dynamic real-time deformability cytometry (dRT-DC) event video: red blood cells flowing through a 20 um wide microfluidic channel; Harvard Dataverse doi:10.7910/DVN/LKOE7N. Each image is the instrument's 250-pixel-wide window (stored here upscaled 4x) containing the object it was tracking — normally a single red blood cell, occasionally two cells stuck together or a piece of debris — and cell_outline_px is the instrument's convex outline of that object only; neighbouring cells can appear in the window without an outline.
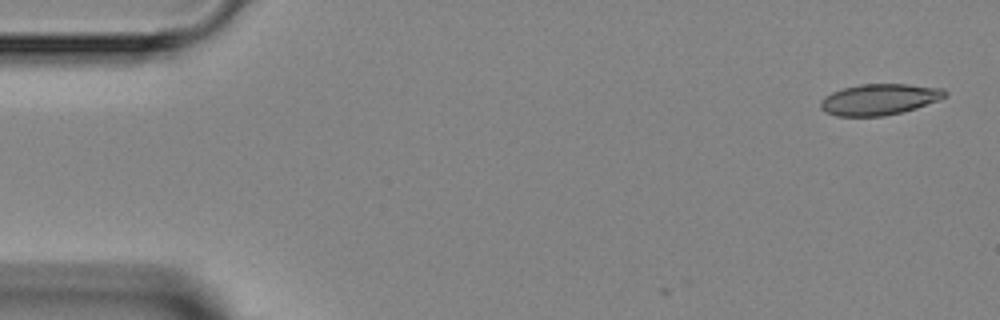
{"species": "Egyptian fruit bat (a non-hibernating species)", "species_latin": "Rousettus aegyptiacus", "temperature_condition": "room temperature", "stored_images_in_passage": 4, "camera_frame_rate_fps": 3000, "um_per_image_px": 0.085, "animal": {"sex": "female"}, "frame": {"image": 1, "passage_image": 1, "time_ms": 0.0, "image_size_px": [1000, 320], "cell_outline_px": [[948, 96], [940, 100], [916, 108], [884, 116], [836, 116], [824, 112], [820, 108], [820, 100], [824, 96], [832, 92], [844, 88], [860, 84], [908, 84], [944, 88], [948, 92]], "centroid_in_image_um": [74.76, 8.44], "position_along_channel_um": 10.2, "area_um2": 22.77}}
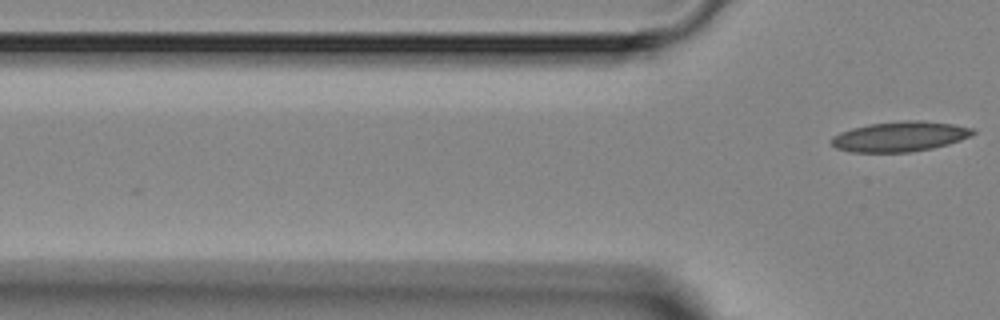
{"frame": {"image": 2, "passage_image": 4, "time_ms": 3.667, "image_size_px": [1000, 320], "cell_outline_px": [[976, 132], [972, 136], [948, 144], [932, 148], [912, 152], [848, 152], [836, 148], [828, 140], [832, 136], [840, 132], [852, 128], [868, 124], [900, 120], [920, 120], [952, 124], [972, 128]], "centroid_in_image_um": [76.46, 11.6], "position_along_channel_um": 49.3, "area_um2": 25.03}}